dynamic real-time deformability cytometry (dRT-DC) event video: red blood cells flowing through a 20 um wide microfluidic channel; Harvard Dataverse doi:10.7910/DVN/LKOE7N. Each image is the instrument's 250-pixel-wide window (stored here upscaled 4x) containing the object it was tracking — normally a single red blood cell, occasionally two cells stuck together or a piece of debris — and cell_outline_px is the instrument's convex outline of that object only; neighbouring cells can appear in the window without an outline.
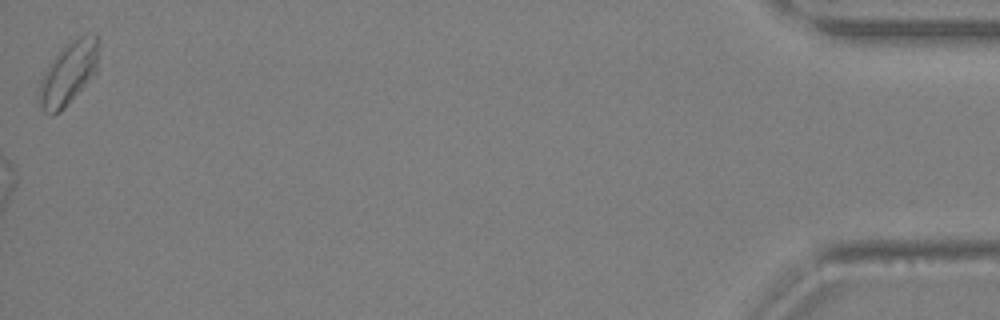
{"species": "Egyptian fruit bat (a non-hibernating species)", "species_latin": "Rousettus aegyptiacus", "temperature_condition": "warm", "stored_images_in_passage": 30, "camera_frame_rate_fps": 3000, "um_per_image_px": 0.085, "animal": {"sex": "female"}, "frame": {"image": 1, "passage_image": 30, "time_ms": 9.667, "image_size_px": [1000, 320], "cell_outline_px": [[100, 40], [96, 72], [64, 108], [60, 112], [52, 116], [44, 112], [40, 108], [40, 80], [48, 64], [60, 48], [72, 40], [96, 36], [100, 36]], "centroid_in_image_um": [5.8, 6.25], "position_along_channel_um": 429.4, "area_um2": 21.5}}